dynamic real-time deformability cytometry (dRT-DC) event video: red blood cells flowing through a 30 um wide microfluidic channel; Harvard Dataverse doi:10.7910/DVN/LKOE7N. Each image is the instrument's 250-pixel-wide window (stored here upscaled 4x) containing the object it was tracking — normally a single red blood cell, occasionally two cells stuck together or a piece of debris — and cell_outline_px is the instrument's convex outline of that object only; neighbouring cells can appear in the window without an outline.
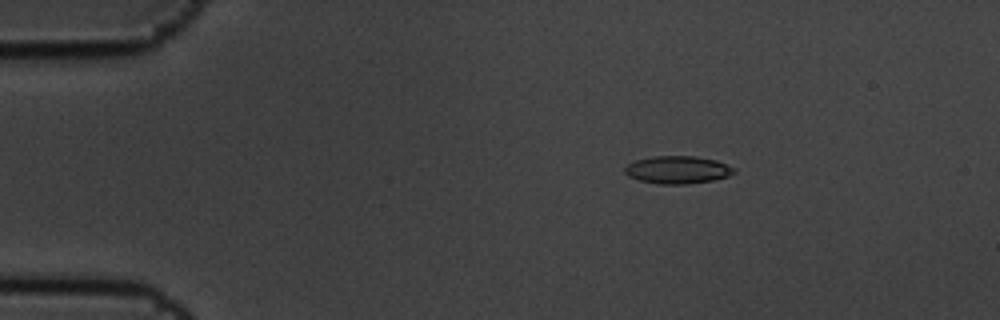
{"species": "common noctule bat (a hibernating species)", "species_latin": "Nyctalus noctula", "temperature_condition": "cold", "stored_images_in_passage": 7, "camera_frame_rate_fps": 3000, "um_per_image_px": 0.085, "animal": {"sex": "male", "body_mass_g": 19.5, "forearm_length_mm": 54.6}, "frame": {"image": 1, "passage_image": 2, "time_ms": 0.333, "image_size_px": [1000, 320], "cell_outline_px": [[736, 172], [728, 176], [712, 180], [688, 184], [660, 184], [640, 180], [628, 176], [624, 172], [624, 168], [628, 164], [636, 160], [652, 156], [696, 156], [716, 160], [736, 168]], "centroid_in_image_um": [57.61, 14.43], "position_along_channel_um": 27.4, "area_um2": 17.63}}
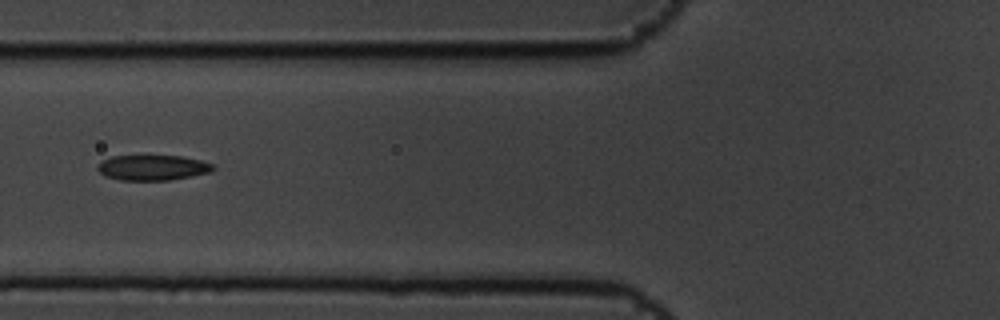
{"frame": {"image": 2, "passage_image": 6, "time_ms": 1.667, "image_size_px": [1000, 320], "cell_outline_px": [[216, 168], [212, 172], [192, 176], [168, 180], [120, 180], [104, 176], [96, 168], [100, 160], [112, 156], [180, 156], [200, 160], [212, 164]], "centroid_in_image_um": [12.95, 14.25], "position_along_channel_um": 112.8, "area_um2": 17.11}}
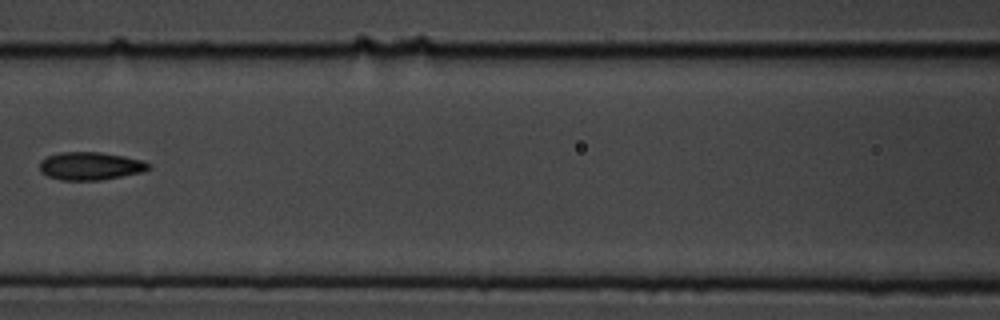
{"frame": {"image": 3, "passage_image": 7, "time_ms": 2.0, "image_size_px": [1000, 320], "cell_outline_px": [[152, 168], [140, 172], [100, 180], [60, 180], [48, 176], [40, 172], [40, 160], [48, 156], [60, 152], [100, 152], [124, 156], [140, 160], [152, 164]], "centroid_in_image_um": [7.66, 14.1], "position_along_channel_um": 158.9, "area_um2": 17.69}}